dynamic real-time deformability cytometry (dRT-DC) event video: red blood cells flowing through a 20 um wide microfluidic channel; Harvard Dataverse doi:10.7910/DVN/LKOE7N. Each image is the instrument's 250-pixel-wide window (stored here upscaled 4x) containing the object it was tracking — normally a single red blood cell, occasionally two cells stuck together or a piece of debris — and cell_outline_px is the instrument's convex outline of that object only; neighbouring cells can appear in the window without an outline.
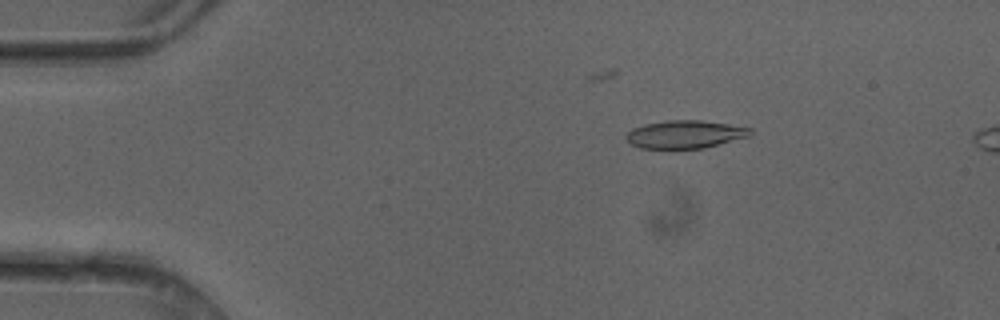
{"species": "common noctule bat (a hibernating species)", "species_latin": "Nyctalus noctula", "temperature_condition": "cold", "stored_images_in_passage": 12, "camera_frame_rate_fps": 3000, "um_per_image_px": 0.085, "animal": {"sex": "female"}, "frame": {"image": 1, "passage_image": 7, "time_ms": 2.0, "image_size_px": [1000, 320], "cell_outline_px": [[752, 132], [748, 136], [704, 148], [640, 148], [632, 144], [624, 136], [632, 128], [644, 124], [668, 120], [700, 120], [728, 124], [752, 128]], "centroid_in_image_um": [58.21, 11.41], "position_along_channel_um": 26.8, "area_um2": 20.0}}